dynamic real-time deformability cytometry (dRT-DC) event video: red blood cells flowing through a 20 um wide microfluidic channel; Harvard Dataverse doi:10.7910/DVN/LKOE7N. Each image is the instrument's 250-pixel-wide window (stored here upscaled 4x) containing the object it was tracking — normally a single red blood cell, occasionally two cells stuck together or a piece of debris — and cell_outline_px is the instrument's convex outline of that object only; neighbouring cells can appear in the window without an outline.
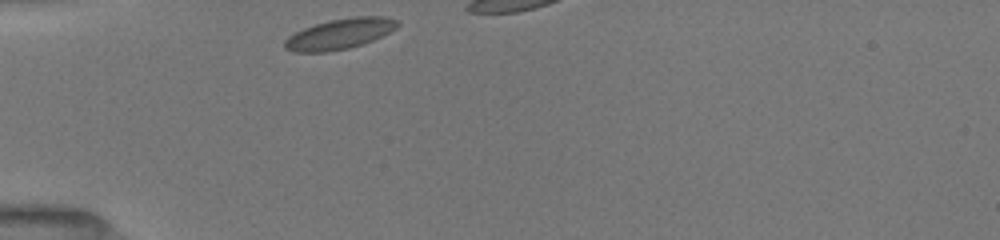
{"species": "common noctule bat (a hibernating species)", "species_latin": "Nyctalus noctula", "temperature_condition": "room temperature", "stored_images_in_passage": 1, "camera_frame_rate_fps": 3000, "um_per_image_px": 0.085, "animal": {"sex": "female", "body_mass_g": 19.5, "forearm_length_mm": 54.1}, "frame": {"image": 1, "passage_image": 1, "time_ms": 0.0, "image_size_px": [1000, 240], "cell_outline_px": [[400, 24], [396, 28], [372, 40], [348, 48], [328, 52], [292, 52], [284, 48], [284, 40], [288, 36], [304, 28], [316, 24], [332, 20], [352, 16], [384, 16], [400, 20]], "centroid_in_image_um": [28.87, 2.87], "position_along_channel_um": 56.1, "area_um2": 19.94}}